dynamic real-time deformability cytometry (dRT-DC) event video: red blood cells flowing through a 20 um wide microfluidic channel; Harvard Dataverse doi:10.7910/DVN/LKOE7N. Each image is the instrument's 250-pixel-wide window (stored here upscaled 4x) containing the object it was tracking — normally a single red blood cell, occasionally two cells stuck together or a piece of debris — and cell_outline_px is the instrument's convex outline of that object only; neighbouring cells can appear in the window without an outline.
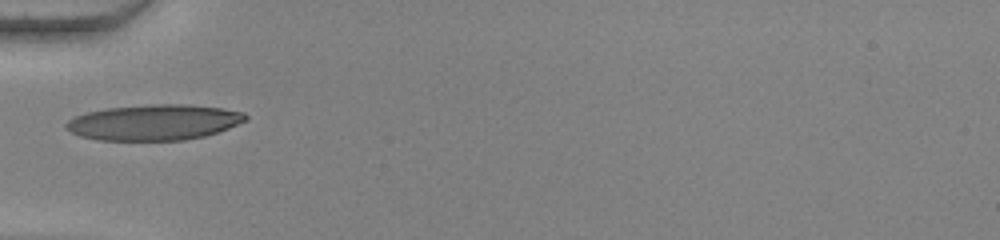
{"species": "human", "species_latin": "Homo sapiens", "temperature_condition": "warm", "stored_images_in_passage": 36, "camera_frame_rate_fps": 3000, "um_per_image_px": 0.085, "donor": {"sex": "female"}, "frame": {"image": 1, "passage_image": 1, "time_ms": 0.0, "image_size_px": [1000, 240], "cell_outline_px": [[248, 120], [228, 128], [204, 136], [184, 140], [96, 140], [80, 136], [64, 128], [64, 124], [68, 120], [76, 116], [88, 112], [108, 108], [152, 104], [188, 104], [220, 108], [244, 112], [248, 116]], "centroid_in_image_um": [13.09, 10.4], "position_along_channel_um": 71.9, "area_um2": 37.22}}
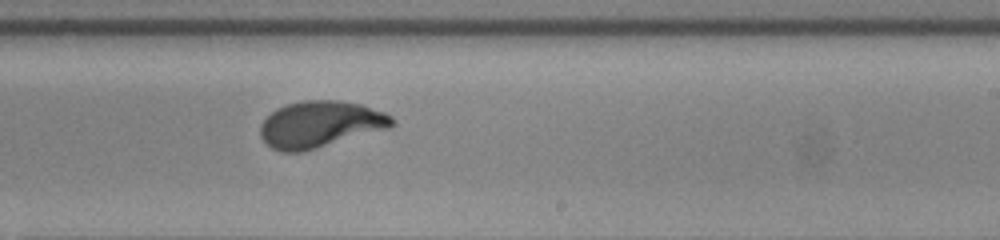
{"frame": {"image": 2, "passage_image": 16, "time_ms": 5.0, "image_size_px": [1000, 240], "cell_outline_px": [[396, 124], [388, 128], [316, 148], [300, 152], [280, 152], [272, 148], [260, 136], [260, 124], [276, 108], [288, 104], [304, 100], [340, 100], [360, 104], [384, 112], [392, 116], [396, 120]], "centroid_in_image_um": [27.22, 10.56], "position_along_channel_um": 261.8, "area_um2": 35.49}}
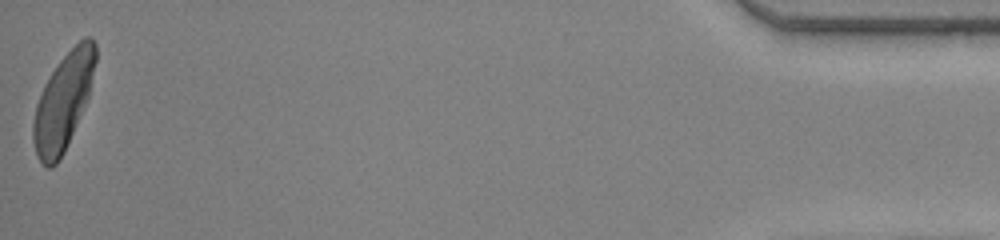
{"frame": {"image": 3, "passage_image": 36, "time_ms": 11.667, "image_size_px": [1000, 240], "cell_outline_px": [[96, 60], [88, 96], [64, 152], [56, 164], [52, 168], [48, 168], [36, 156], [32, 140], [32, 124], [36, 104], [44, 84], [60, 60], [84, 36], [92, 36], [96, 44]], "centroid_in_image_um": [5.35, 8.64], "position_along_channel_um": 429.8, "area_um2": 34.51}, "authors_computed_cell_mechanics": {"area_um2": 34.9979, "velocity_mm_per_s": 3.8126, "shape_relaxation_time_tau1_ms": 4.0825, "shape_relaxation_time_tau2_ms": null, "deformation_change_tau1": 0.2094, "deformation_change_tau2": null}}